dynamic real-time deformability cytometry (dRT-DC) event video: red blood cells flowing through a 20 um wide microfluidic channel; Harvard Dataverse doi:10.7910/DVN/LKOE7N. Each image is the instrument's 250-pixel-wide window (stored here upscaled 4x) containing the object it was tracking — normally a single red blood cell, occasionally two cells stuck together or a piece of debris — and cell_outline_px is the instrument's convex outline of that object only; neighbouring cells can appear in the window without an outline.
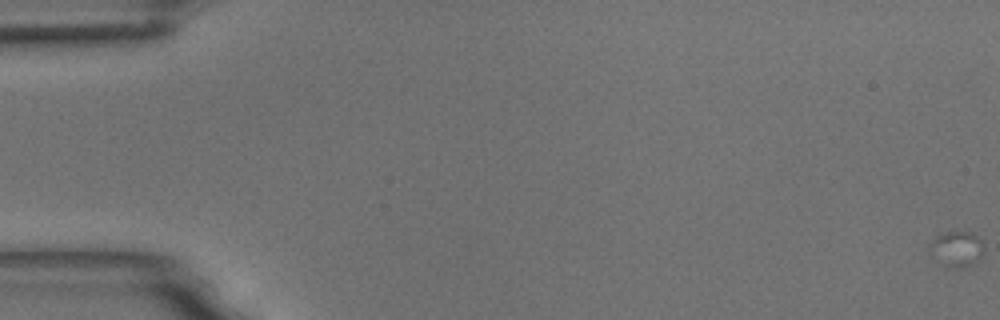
{"species": "common noctule bat (a hibernating species)", "species_latin": "Nyctalus noctula", "temperature_condition": "room temperature", "stored_images_in_passage": 6, "camera_frame_rate_fps": 3000, "um_per_image_px": 0.085, "animal": {"sex": "male", "body_mass_g": 18.8}, "frame": {"image": 1, "passage_image": 1, "time_ms": 0.0, "image_size_px": [1000, 320], "cell_outline_px": [[984, 252], [972, 264], [960, 268], [944, 268], [928, 248], [928, 244], [936, 236], [944, 232], [972, 232], [984, 240]], "centroid_in_image_um": [81.33, 21.15], "position_along_channel_um": 3.7, "area_um2": 11.44}}